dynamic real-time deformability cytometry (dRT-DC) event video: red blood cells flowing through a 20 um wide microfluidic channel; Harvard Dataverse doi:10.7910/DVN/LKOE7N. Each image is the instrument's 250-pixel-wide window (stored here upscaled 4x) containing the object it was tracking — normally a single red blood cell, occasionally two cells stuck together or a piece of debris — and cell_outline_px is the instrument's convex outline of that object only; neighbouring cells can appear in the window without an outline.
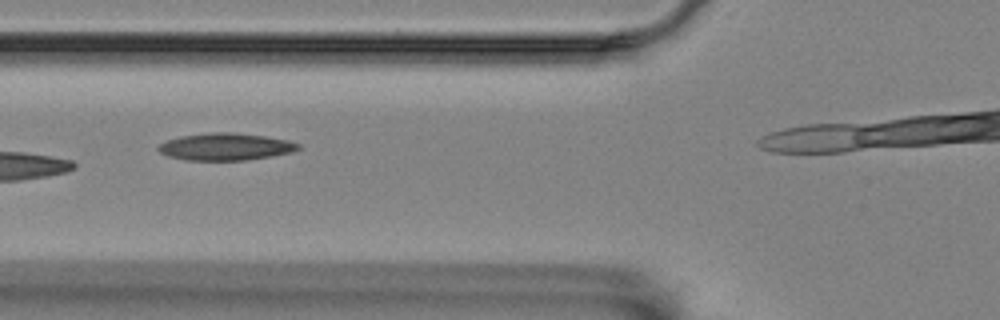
{"species": "Egyptian fruit bat (a non-hibernating species)", "species_latin": "Rousettus aegyptiacus", "temperature_condition": "room temperature", "stored_images_in_passage": 8, "camera_frame_rate_fps": 3000, "um_per_image_px": 0.085, "animal": {"sex": "female"}, "frame": {"image": 1, "passage_image": 7, "time_ms": 2.0, "image_size_px": [1000, 320], "cell_outline_px": [[300, 148], [292, 152], [272, 156], [244, 160], [184, 160], [168, 156], [160, 152], [156, 148], [160, 144], [168, 140], [180, 136], [212, 132], [236, 132], [264, 136], [288, 140], [300, 144]], "centroid_in_image_um": [19.17, 12.47], "position_along_channel_um": 106.6, "area_um2": 22.14}}